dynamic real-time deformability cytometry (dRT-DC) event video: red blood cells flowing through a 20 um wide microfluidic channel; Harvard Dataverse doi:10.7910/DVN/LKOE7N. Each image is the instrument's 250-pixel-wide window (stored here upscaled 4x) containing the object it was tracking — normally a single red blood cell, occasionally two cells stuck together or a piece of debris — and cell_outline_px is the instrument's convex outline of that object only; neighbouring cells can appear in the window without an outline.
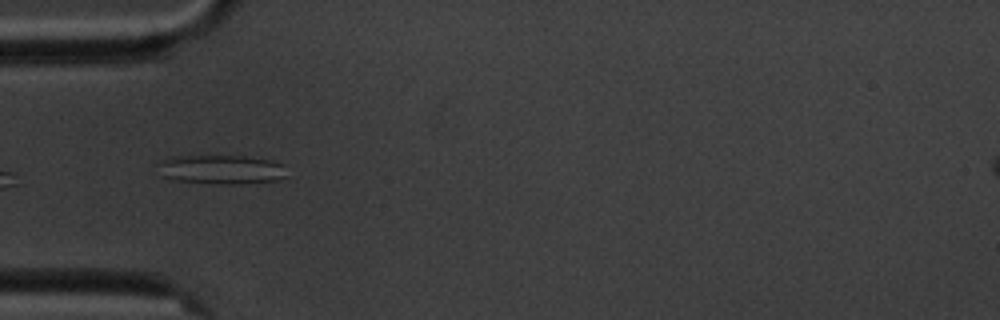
{"species": "common noctule bat (a hibernating species)", "species_latin": "Nyctalus noctula", "temperature_condition": "cold", "stored_images_in_passage": 4, "camera_frame_rate_fps": 3000, "um_per_image_px": 0.085, "animal": {"sex": "male", "body_mass_g": 20.1, "forearm_length_mm": 53.5}, "frame": {"image": 1, "passage_image": 3, "time_ms": 3.333, "image_size_px": [1000, 320], "cell_outline_px": [[288, 176], [276, 180], [236, 184], [216, 184], [168, 180], [160, 176], [156, 164], [156, 160], [172, 156], [244, 156], [268, 160], [284, 164]], "centroid_in_image_um": [18.7, 14.41], "position_along_channel_um": 66.3, "area_um2": 22.48}}